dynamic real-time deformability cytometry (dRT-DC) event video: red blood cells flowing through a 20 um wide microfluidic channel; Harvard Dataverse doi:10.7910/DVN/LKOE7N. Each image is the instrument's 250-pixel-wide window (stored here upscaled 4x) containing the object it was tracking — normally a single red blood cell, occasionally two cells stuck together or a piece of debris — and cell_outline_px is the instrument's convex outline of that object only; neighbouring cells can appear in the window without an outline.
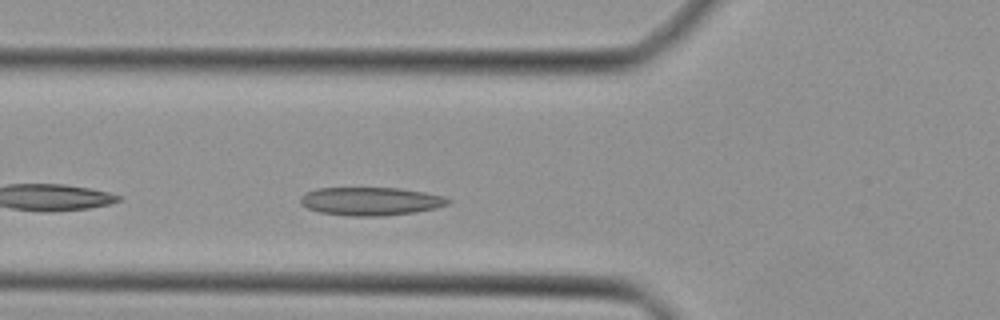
{"species": "Egyptian fruit bat (a non-hibernating species)", "species_latin": "Rousettus aegyptiacus", "temperature_condition": "cold", "stored_images_in_passage": 26, "camera_frame_rate_fps": 3000, "um_per_image_px": 0.085, "animal": {"sex": "female"}, "frame": {"image": 1, "passage_image": 4, "time_ms": 1.0, "image_size_px": [1000, 320], "cell_outline_px": [[452, 200], [448, 204], [436, 208], [412, 212], [380, 216], [348, 216], [320, 212], [308, 208], [300, 204], [300, 196], [304, 192], [316, 188], [400, 188], [424, 192], [444, 196]], "centroid_in_image_um": [31.47, 17.1], "position_along_channel_um": 94.3, "area_um2": 24.33}}
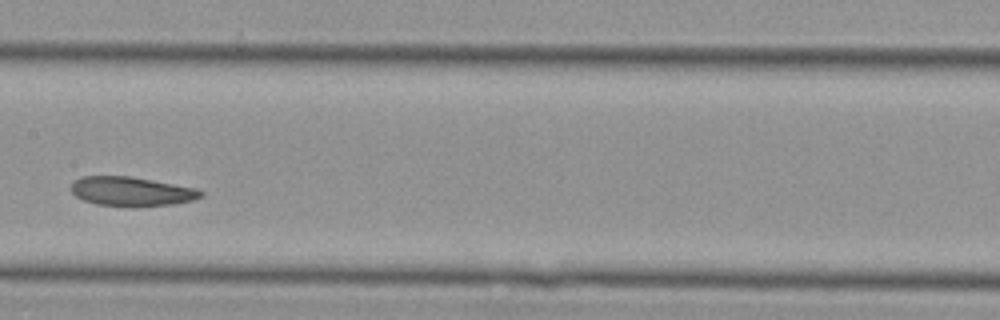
{"frame": {"image": 2, "passage_image": 11, "time_ms": 3.333, "image_size_px": [1000, 320], "cell_outline_px": [[204, 196], [192, 200], [172, 204], [132, 208], [96, 204], [84, 200], [76, 196], [72, 192], [72, 184], [80, 176], [128, 176], [152, 180], [196, 188], [204, 192]], "centroid_in_image_um": [11.19, 16.29], "position_along_channel_um": 196.2, "area_um2": 22.25}}
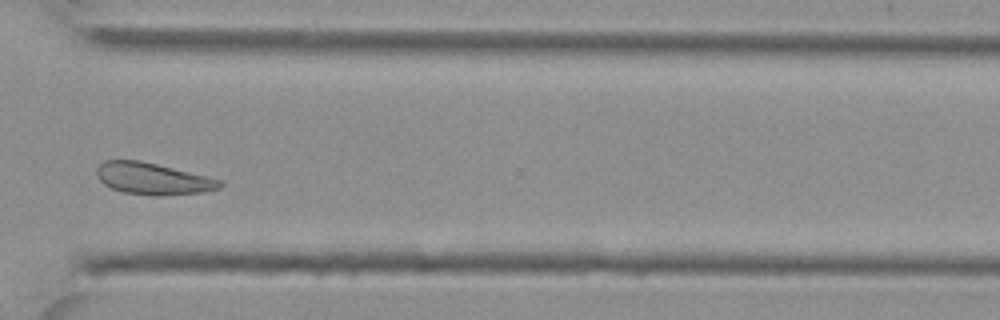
{"frame": {"image": 3, "passage_image": 22, "time_ms": 7.0, "image_size_px": [1000, 320], "cell_outline_px": [[224, 184], [220, 188], [204, 192], [156, 196], [124, 192], [112, 188], [104, 184], [96, 176], [96, 168], [104, 160], [140, 160], [208, 176], [224, 180]], "centroid_in_image_um": [13.02, 15.18], "position_along_channel_um": 357.6, "area_um2": 22.89}}